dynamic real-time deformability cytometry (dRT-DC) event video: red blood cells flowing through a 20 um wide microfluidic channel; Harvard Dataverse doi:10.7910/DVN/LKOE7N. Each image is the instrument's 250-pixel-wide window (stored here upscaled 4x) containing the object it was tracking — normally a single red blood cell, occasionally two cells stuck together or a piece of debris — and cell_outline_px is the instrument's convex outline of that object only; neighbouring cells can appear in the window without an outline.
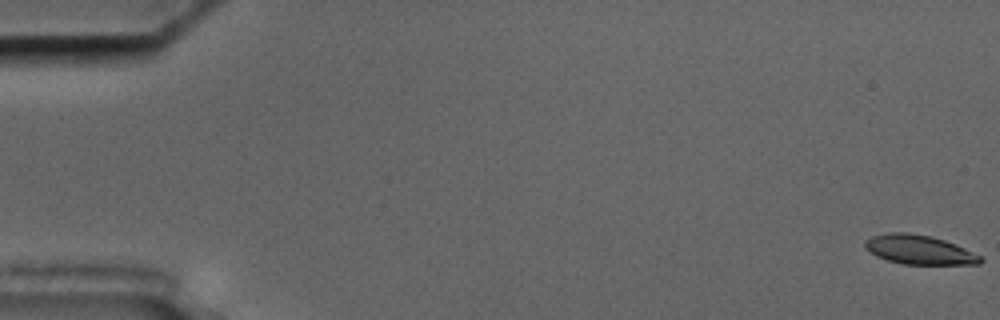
{"species": "common noctule bat (a hibernating species)", "species_latin": "Nyctalus noctula", "temperature_condition": "cold", "stored_images_in_passage": 57, "camera_frame_rate_fps": 3000, "um_per_image_px": 0.085, "animal": {"sex": "male", "body_mass_g": 17.5, "forearm_length_mm": 52.3}, "frame": {"image": 1, "passage_image": 1, "time_ms": 0.0, "image_size_px": [1000, 320], "cell_outline_px": [[984, 260], [980, 264], [904, 264], [888, 260], [876, 256], [864, 248], [864, 240], [872, 236], [888, 232], [908, 232], [928, 236], [944, 240], [956, 244], [980, 256]], "centroid_in_image_um": [78.09, 21.22], "position_along_channel_um": 6.9, "area_um2": 19.59}}
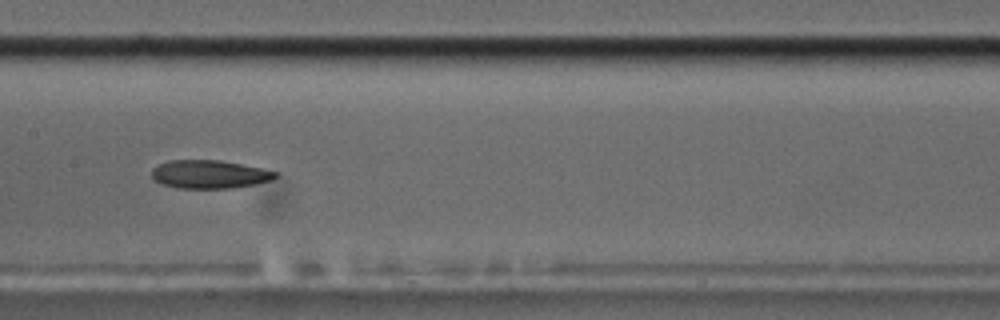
{"frame": {"image": 2, "passage_image": 29, "time_ms": 9.333, "image_size_px": [1000, 320], "cell_outline_px": [[280, 176], [272, 180], [256, 184], [232, 188], [176, 188], [160, 184], [152, 176], [152, 168], [168, 160], [220, 160], [260, 168], [276, 172]], "centroid_in_image_um": [17.8, 14.82], "position_along_channel_um": 189.6, "area_um2": 20.4}}
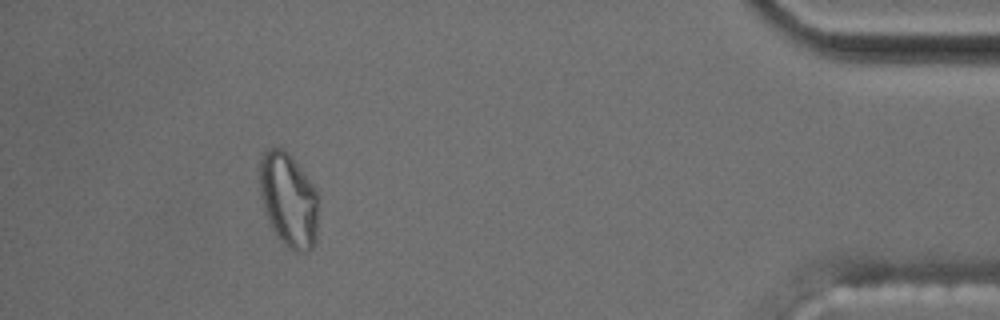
{"frame": {"image": 3, "passage_image": 52, "time_ms": 17.0, "image_size_px": [1000, 320], "cell_outline_px": [[320, 196], [316, 244], [308, 252], [296, 252], [288, 248], [280, 240], [272, 228], [264, 208], [260, 192], [260, 156], [264, 148], [284, 148], [292, 156], [316, 188]], "centroid_in_image_um": [24.58, 16.98], "position_along_channel_um": 410.6, "area_um2": 33.06}, "authors_computed_cell_mechanics": {"area_um2": 21.2126, "velocity_mm_per_s": 3.6106, "shape_relaxation_time_tau1_ms": null, "shape_relaxation_time_tau2_ms": 8.8695, "deformation_change_tau1": null, "deformation_change_tau2": 0.1651}}